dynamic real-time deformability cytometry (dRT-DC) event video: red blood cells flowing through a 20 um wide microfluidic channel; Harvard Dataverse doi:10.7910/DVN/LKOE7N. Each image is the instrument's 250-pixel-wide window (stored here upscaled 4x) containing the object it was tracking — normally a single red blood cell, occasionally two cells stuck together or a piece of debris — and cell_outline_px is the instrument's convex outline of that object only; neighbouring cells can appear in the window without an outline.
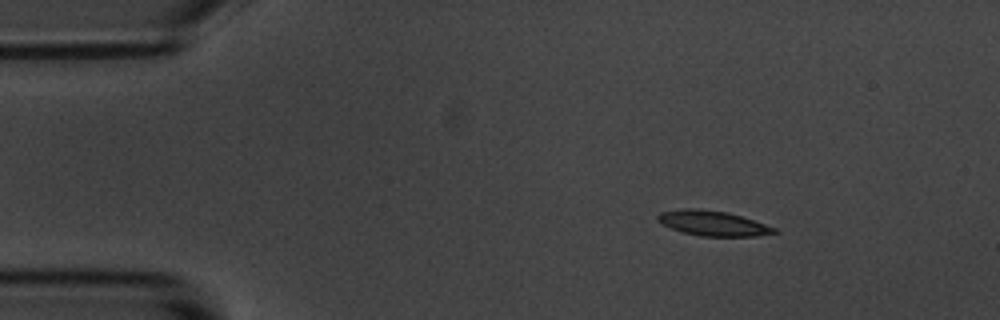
{"species": "common noctule bat (a hibernating species)", "species_latin": "Nyctalus noctula", "temperature_condition": "room temperature", "stored_images_in_passage": 48, "camera_frame_rate_fps": 3000, "um_per_image_px": 0.085, "animal": {"sex": "male", "body_mass_g": 20.1, "forearm_length_mm": 53.5}, "frame": {"image": 1, "passage_image": 1, "time_ms": 0.0, "image_size_px": [1000, 320], "cell_outline_px": [[780, 232], [756, 236], [700, 236], [684, 232], [660, 224], [656, 220], [656, 216], [660, 212], [684, 208], [700, 208], [728, 212], [776, 228]], "centroid_in_image_um": [60.55, 18.97], "position_along_channel_um": 24.4, "area_um2": 16.99}}
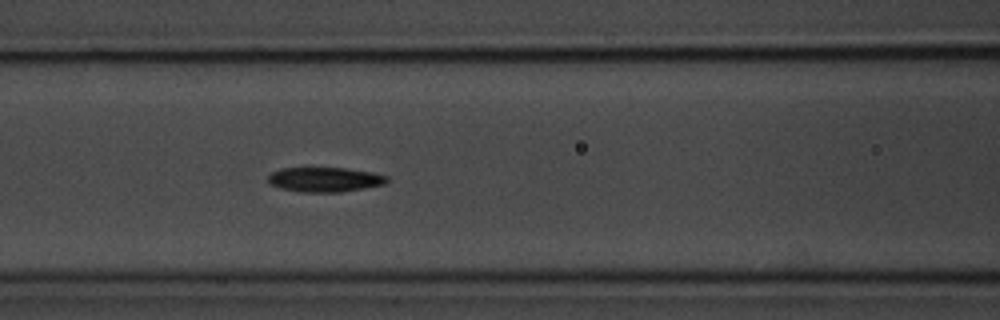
{"frame": {"image": 2, "passage_image": 16, "time_ms": 5.0, "image_size_px": [1000, 320], "cell_outline_px": [[388, 180], [384, 184], [364, 188], [340, 192], [300, 192], [280, 188], [268, 184], [268, 176], [272, 172], [280, 168], [348, 168], [372, 172], [388, 176]], "centroid_in_image_um": [27.58, 15.26], "position_along_channel_um": 139.0, "area_um2": 17.17}}
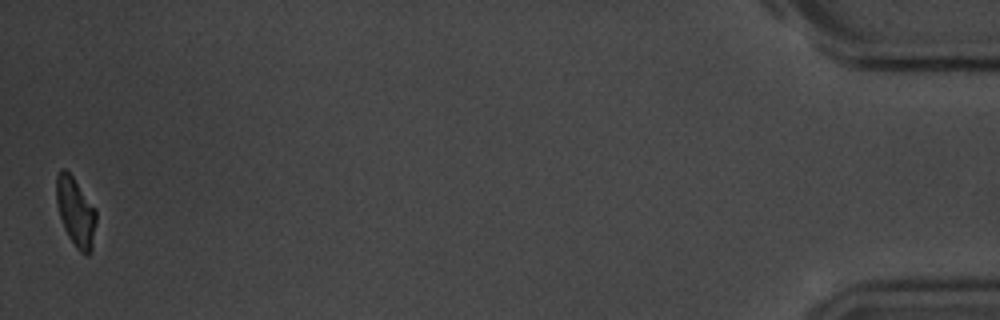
{"frame": {"image": 3, "passage_image": 48, "time_ms": 15.667, "image_size_px": [1000, 320], "cell_outline_px": [[96, 224], [92, 252], [88, 256], [80, 252], [76, 248], [68, 236], [64, 228], [56, 204], [56, 176], [60, 168], [64, 168], [72, 176], [96, 208]], "centroid_in_image_um": [6.44, 18.03], "position_along_channel_um": 428.8, "area_um2": 16.24}, "authors_computed_cell_mechanics": {"area_um2": 16.9354, "velocity_mm_per_s": 3.6044, "shape_relaxation_time_tau1_ms": 3.864, "shape_relaxation_time_tau2_ms": null, "deformation_change_tau1": 0.1553, "deformation_change_tau2": null}}